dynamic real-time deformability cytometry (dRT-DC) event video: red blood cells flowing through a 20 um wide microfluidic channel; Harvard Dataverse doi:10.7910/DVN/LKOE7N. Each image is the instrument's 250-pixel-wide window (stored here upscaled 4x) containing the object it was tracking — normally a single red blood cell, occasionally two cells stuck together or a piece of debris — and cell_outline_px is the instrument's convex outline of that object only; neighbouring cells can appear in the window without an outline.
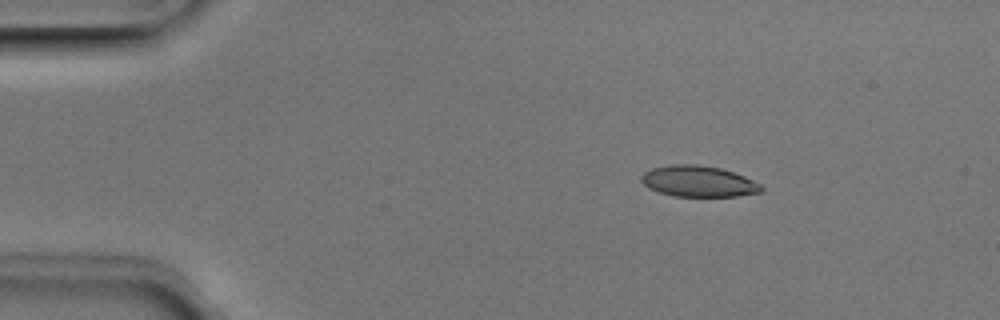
{"species": "Egyptian fruit bat (a non-hibernating species)", "species_latin": "Rousettus aegyptiacus", "temperature_condition": "room temperature", "stored_images_in_passage": 5, "camera_frame_rate_fps": 3000, "um_per_image_px": 0.085, "animal": {"sex": "male"}, "frame": {"image": 1, "passage_image": 3, "time_ms": 0.667, "image_size_px": [1000, 320], "cell_outline_px": [[764, 188], [760, 192], [736, 196], [676, 196], [660, 192], [648, 188], [640, 180], [640, 176], [644, 172], [652, 168], [672, 164], [696, 164], [720, 168], [744, 176], [760, 184]], "centroid_in_image_um": [59.34, 15.4], "position_along_channel_um": 25.7, "area_um2": 21.56}}
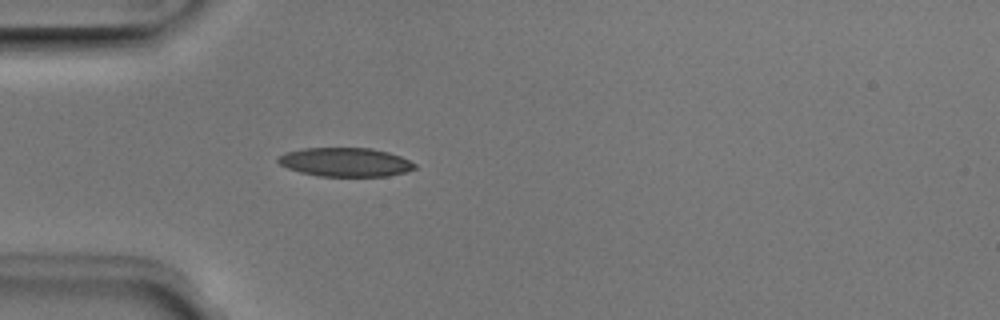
{"frame": {"image": 2, "passage_image": 5, "time_ms": 1.333, "image_size_px": [1000, 320], "cell_outline_px": [[416, 168], [404, 172], [388, 176], [320, 176], [300, 172], [288, 168], [280, 164], [276, 160], [284, 152], [304, 148], [372, 148], [388, 152], [400, 156], [416, 164]], "centroid_in_image_um": [29.34, 13.78], "position_along_channel_um": 55.7, "area_um2": 22.89}}